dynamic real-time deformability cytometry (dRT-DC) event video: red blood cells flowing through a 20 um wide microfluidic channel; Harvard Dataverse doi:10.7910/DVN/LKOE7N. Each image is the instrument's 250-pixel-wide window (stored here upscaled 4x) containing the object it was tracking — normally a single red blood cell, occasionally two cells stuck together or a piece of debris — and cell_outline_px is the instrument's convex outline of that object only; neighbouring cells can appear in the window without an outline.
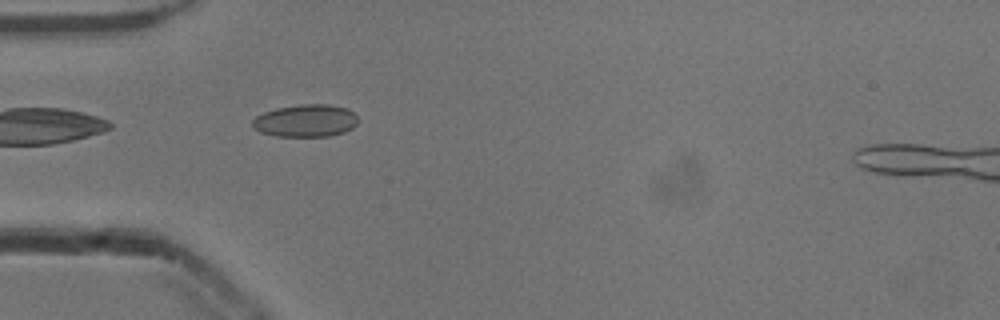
{"species": "common noctule bat (a hibernating species)", "species_latin": "Nyctalus noctula", "temperature_condition": "cold", "stored_images_in_passage": 36, "camera_frame_rate_fps": 3000, "um_per_image_px": 0.085, "animal": {"sex": "male", "body_mass_g": 13.3}, "frame": {"image": 1, "passage_image": 3, "time_ms": 0.667, "image_size_px": [1000, 320], "cell_outline_px": [[356, 124], [352, 128], [344, 132], [328, 136], [276, 136], [260, 132], [252, 128], [252, 120], [256, 116], [264, 112], [276, 108], [300, 104], [328, 104], [348, 108], [356, 116]], "centroid_in_image_um": [25.95, 10.25], "position_along_channel_um": 59.1, "area_um2": 20.0}}
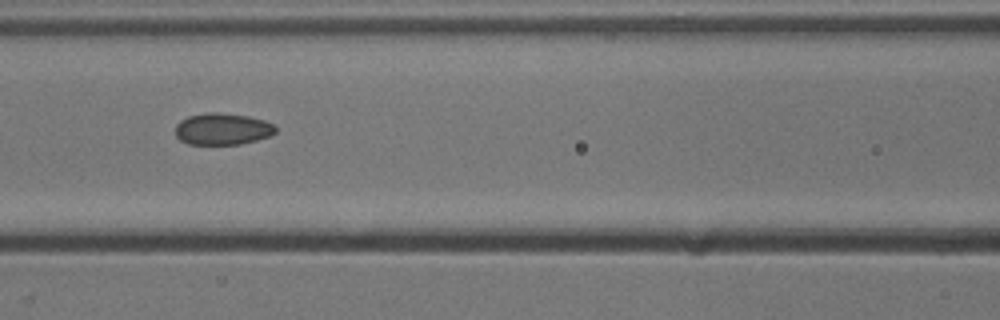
{"frame": {"image": 2, "passage_image": 10, "time_ms": 3.0, "image_size_px": [1000, 320], "cell_outline_px": [[276, 132], [268, 136], [256, 140], [240, 144], [188, 144], [180, 140], [176, 136], [176, 124], [180, 120], [188, 116], [204, 112], [216, 112], [248, 116], [264, 120], [276, 124]], "centroid_in_image_um": [18.9, 10.95], "position_along_channel_um": 147.7, "area_um2": 18.61}}
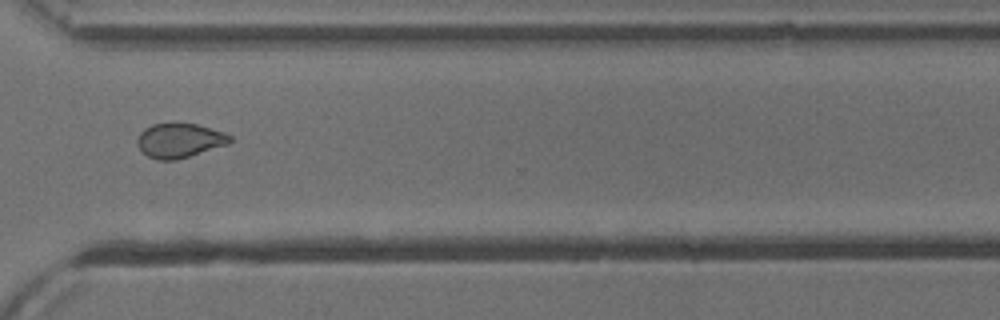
{"frame": {"image": 3, "passage_image": 26, "time_ms": 8.333, "image_size_px": [1000, 320], "cell_outline_px": [[232, 140], [228, 144], [176, 160], [156, 160], [148, 156], [136, 144], [136, 140], [140, 132], [144, 128], [152, 124], [196, 124], [224, 132], [232, 136]], "centroid_in_image_um": [15.25, 11.95], "position_along_channel_um": 355.4, "area_um2": 18.44}, "authors_computed_cell_mechanics": {"area_um2": 19.0451, "velocity_mm_per_s": 3.9054, "shape_relaxation_time_tau1_ms": null, "shape_relaxation_time_tau2_ms": 2.6898, "deformation_change_tau1": null, "deformation_change_tau2": 0.0685}}